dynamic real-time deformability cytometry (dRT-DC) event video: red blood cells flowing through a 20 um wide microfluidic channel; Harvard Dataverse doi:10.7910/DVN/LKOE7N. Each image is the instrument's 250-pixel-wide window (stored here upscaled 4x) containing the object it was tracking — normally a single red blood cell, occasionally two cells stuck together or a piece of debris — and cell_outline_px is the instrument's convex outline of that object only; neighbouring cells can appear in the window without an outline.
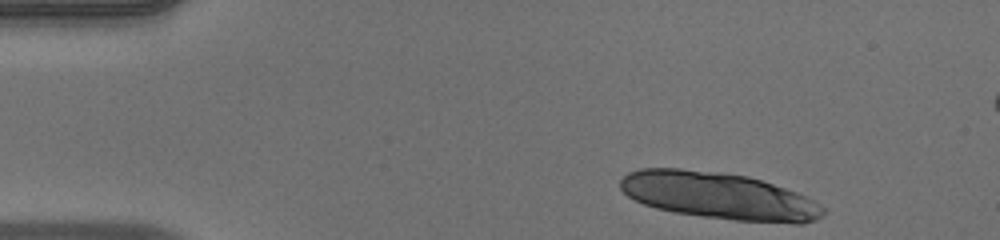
{"species": "human", "species_latin": "Homo sapiens", "temperature_condition": "warm", "stored_images_in_passage": 29, "camera_frame_rate_fps": 3000, "um_per_image_px": 0.085, "donor": {"sex": "male"}, "frame": {"image": 1, "passage_image": 1, "time_ms": 0.0, "image_size_px": [1000, 240], "cell_outline_px": [[824, 212], [816, 220], [804, 224], [796, 224], [736, 220], [704, 216], [676, 212], [656, 208], [644, 204], [628, 196], [620, 188], [620, 180], [628, 172], [640, 168], [680, 168], [716, 172], [748, 176], [796, 192], [812, 200], [824, 208]], "centroid_in_image_um": [61.09, 16.64], "position_along_channel_um": 23.9, "area_um2": 54.97}}
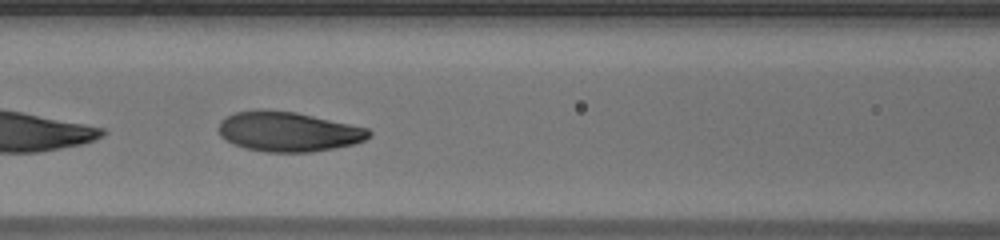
{"frame": {"image": 2, "passage_image": 17, "time_ms": 5.333, "image_size_px": [1000, 240], "cell_outline_px": [[372, 132], [364, 140], [352, 144], [332, 148], [308, 152], [264, 152], [244, 148], [220, 136], [216, 128], [220, 120], [224, 116], [236, 112], [296, 112], [368, 128]], "centroid_in_image_um": [24.48, 11.21], "position_along_channel_um": 142.1, "area_um2": 34.1}}
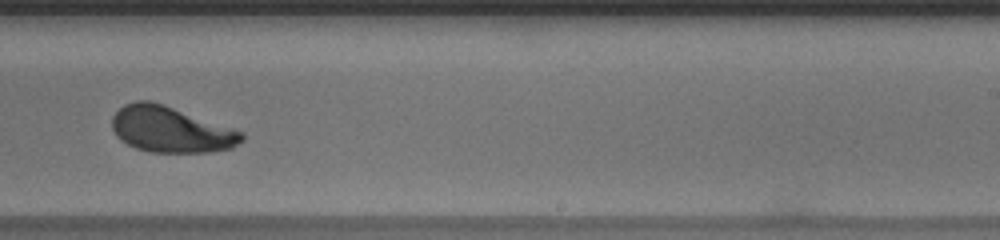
{"frame": {"image": 3, "passage_image": 27, "time_ms": 8.667, "image_size_px": [1000, 240], "cell_outline_px": [[244, 140], [232, 148], [208, 152], [148, 152], [136, 148], [120, 140], [116, 136], [112, 128], [112, 116], [124, 104], [136, 100], [148, 100], [164, 104], [244, 132]], "centroid_in_image_um": [14.51, 11.01], "position_along_channel_um": 274.5, "area_um2": 34.8}}